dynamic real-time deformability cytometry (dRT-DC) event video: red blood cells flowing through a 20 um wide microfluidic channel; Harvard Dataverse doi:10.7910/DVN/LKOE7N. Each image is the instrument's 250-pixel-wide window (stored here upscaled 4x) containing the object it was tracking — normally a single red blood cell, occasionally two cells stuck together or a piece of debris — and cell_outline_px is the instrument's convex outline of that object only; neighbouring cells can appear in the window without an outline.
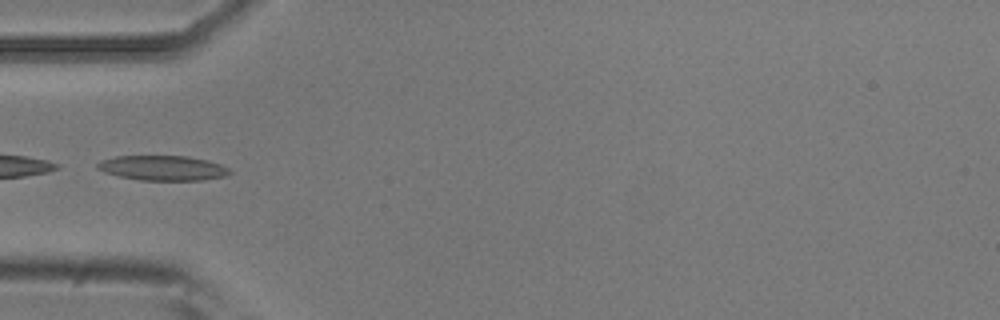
{"species": "common noctule bat (a hibernating species)", "species_latin": "Nyctalus noctula", "temperature_condition": "room temperature", "stored_images_in_passage": 5, "camera_frame_rate_fps": 3000, "um_per_image_px": 0.085, "animal": {"sex": "male", "body_mass_g": 20.5, "forearm_length_mm": 52.5}, "frame": {"image": 1, "passage_image": 4, "time_ms": 1.0, "image_size_px": [1000, 320], "cell_outline_px": [[232, 172], [228, 176], [204, 180], [140, 180], [120, 176], [104, 172], [96, 168], [96, 164], [100, 160], [116, 156], [188, 156], [208, 160], [220, 164], [228, 168]], "centroid_in_image_um": [13.85, 14.28], "position_along_channel_um": 71.1, "area_um2": 19.31}}
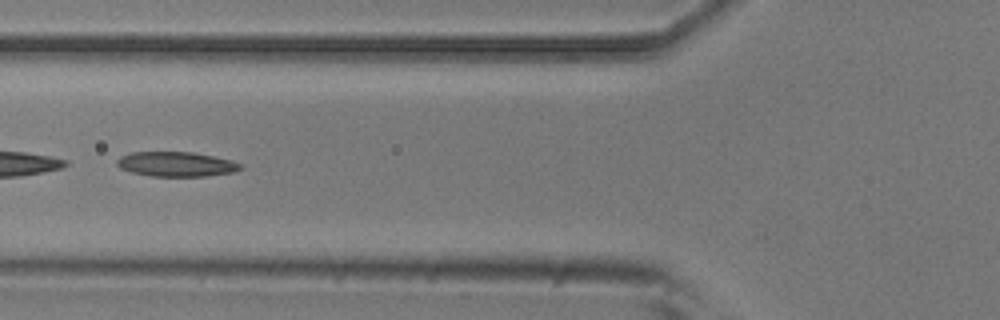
{"frame": {"image": 2, "passage_image": 5, "time_ms": 1.333, "image_size_px": [1000, 320], "cell_outline_px": [[244, 168], [232, 172], [208, 176], [152, 176], [132, 172], [120, 168], [116, 164], [116, 160], [120, 156], [132, 152], [192, 152], [232, 160], [240, 164]], "centroid_in_image_um": [14.97, 13.95], "position_along_channel_um": 110.8, "area_um2": 17.74}}